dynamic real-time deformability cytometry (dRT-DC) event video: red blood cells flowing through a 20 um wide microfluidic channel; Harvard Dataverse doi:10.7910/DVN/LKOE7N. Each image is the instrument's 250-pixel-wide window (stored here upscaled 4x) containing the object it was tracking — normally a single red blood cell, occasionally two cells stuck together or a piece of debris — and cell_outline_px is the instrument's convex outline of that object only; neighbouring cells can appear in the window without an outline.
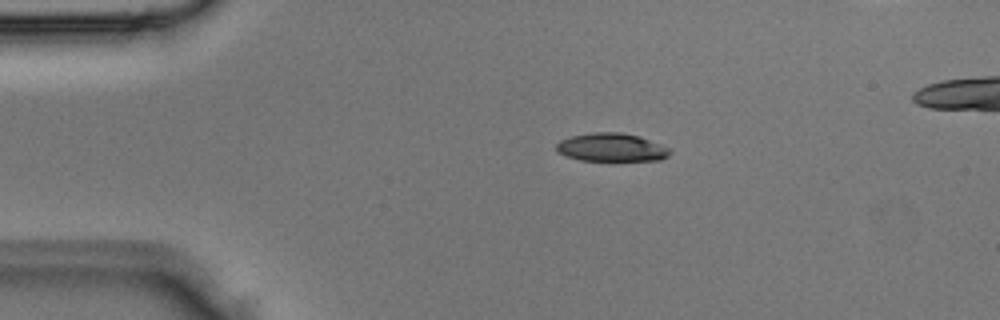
{"species": "Egyptian fruit bat (a non-hibernating species)", "species_latin": "Rousettus aegyptiacus", "temperature_condition": "room temperature", "stored_images_in_passage": 4, "camera_frame_rate_fps": 3000, "um_per_image_px": 0.085, "animal": {"sex": "male"}, "frame": {"image": 1, "passage_image": 2, "time_ms": 0.333, "image_size_px": [1000, 320], "cell_outline_px": [[672, 152], [668, 156], [660, 160], [580, 160], [556, 152], [556, 144], [560, 140], [572, 136], [592, 132], [620, 132], [640, 136], [660, 144], [668, 148]], "centroid_in_image_um": [51.97, 12.52], "position_along_channel_um": 33.0, "area_um2": 18.61}}
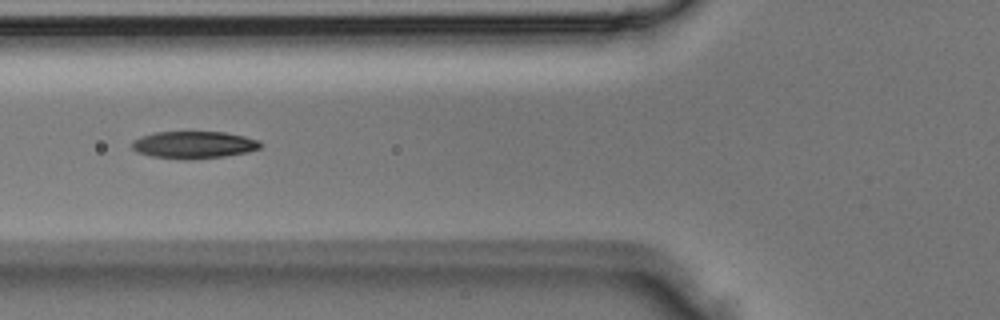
{"frame": {"image": 2, "passage_image": 4, "time_ms": 1.0, "image_size_px": [1000, 320], "cell_outline_px": [[260, 148], [248, 152], [224, 156], [188, 160], [152, 156], [136, 152], [132, 148], [132, 140], [140, 136], [156, 132], [224, 132], [244, 136], [260, 140]], "centroid_in_image_um": [16.45, 12.31], "position_along_channel_um": 109.3, "area_um2": 20.4}}